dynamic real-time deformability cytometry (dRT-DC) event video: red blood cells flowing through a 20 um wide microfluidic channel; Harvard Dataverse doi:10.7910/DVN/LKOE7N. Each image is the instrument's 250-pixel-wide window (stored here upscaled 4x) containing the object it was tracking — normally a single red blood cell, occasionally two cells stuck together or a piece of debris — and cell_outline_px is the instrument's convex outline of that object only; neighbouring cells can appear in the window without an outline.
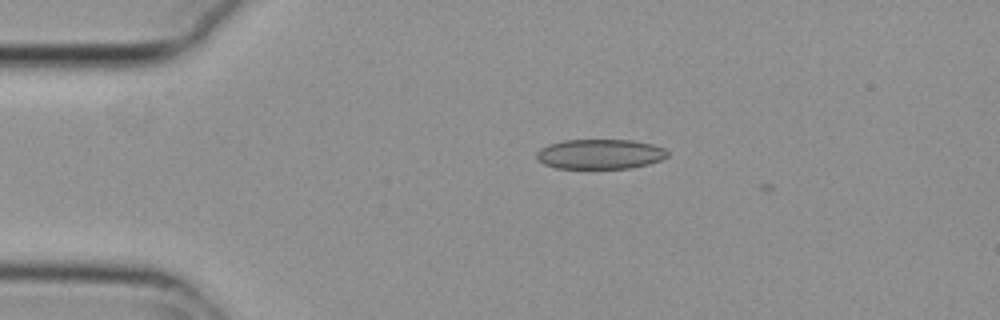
{"species": "common noctule bat (a hibernating species)", "species_latin": "Nyctalus noctula", "temperature_condition": "cold", "stored_images_in_passage": 4, "camera_frame_rate_fps": 3000, "um_per_image_px": 0.085, "animal": {"sex": "female", "body_mass_g": 29.2, "forearm_length_mm": 56.3}, "frame": {"image": 1, "passage_image": 2, "time_ms": 0.333, "image_size_px": [1000, 320], "cell_outline_px": [[668, 156], [660, 160], [648, 164], [628, 168], [556, 168], [544, 164], [536, 156], [536, 152], [540, 148], [548, 144], [564, 140], [632, 140], [652, 144], [664, 148], [668, 152]], "centroid_in_image_um": [50.99, 13.09], "position_along_channel_um": 34.0, "area_um2": 22.72}}